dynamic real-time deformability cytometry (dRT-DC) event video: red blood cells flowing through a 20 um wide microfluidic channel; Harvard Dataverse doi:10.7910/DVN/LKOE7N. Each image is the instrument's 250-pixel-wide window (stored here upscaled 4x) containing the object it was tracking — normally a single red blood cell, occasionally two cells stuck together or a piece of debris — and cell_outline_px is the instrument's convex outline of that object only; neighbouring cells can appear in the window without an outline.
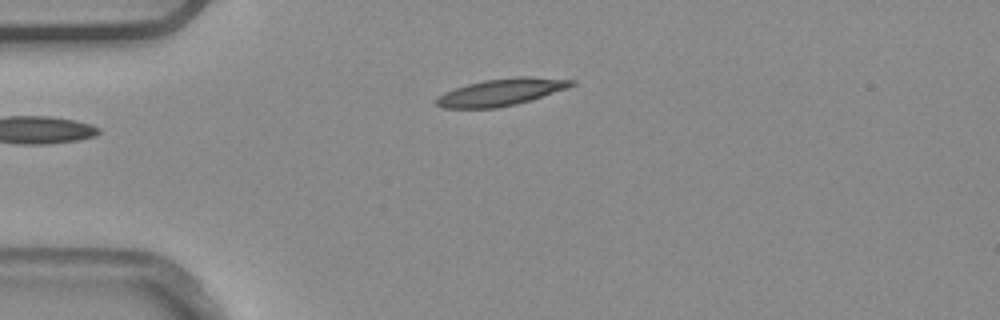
{"species": "common noctule bat (a hibernating species)", "species_latin": "Nyctalus noctula", "temperature_condition": "warm", "stored_images_in_passage": 2, "camera_frame_rate_fps": 3000, "um_per_image_px": 0.085, "animal": {"sex": "male", "body_mass_g": 20.4}, "frame": {"image": 1, "passage_image": 2, "time_ms": 0.333, "image_size_px": [1000, 320], "cell_outline_px": [[576, 84], [568, 88], [516, 104], [496, 108], [444, 108], [436, 104], [432, 100], [444, 92], [468, 84], [484, 80], [516, 76], [528, 76], [576, 80]], "centroid_in_image_um": [42.59, 7.82], "position_along_channel_um": 42.4, "area_um2": 21.27}}